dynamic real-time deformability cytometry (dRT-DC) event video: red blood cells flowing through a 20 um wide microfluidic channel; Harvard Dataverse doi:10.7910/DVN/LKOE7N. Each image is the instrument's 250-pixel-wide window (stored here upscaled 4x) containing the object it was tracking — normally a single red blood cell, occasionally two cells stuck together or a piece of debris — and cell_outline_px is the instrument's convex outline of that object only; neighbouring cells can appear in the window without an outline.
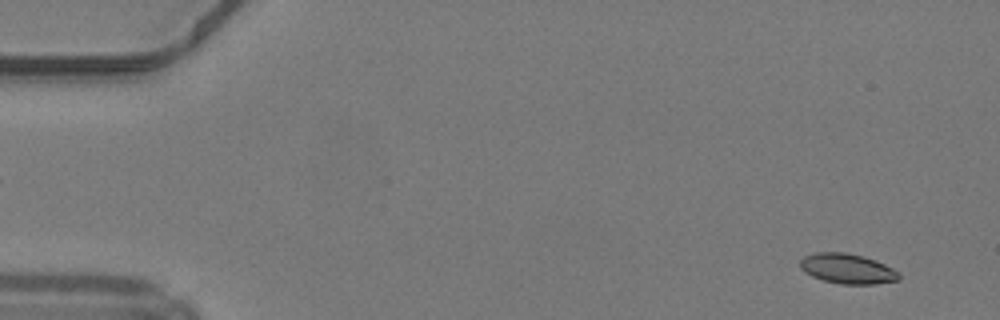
{"species": "common noctule bat (a hibernating species)", "species_latin": "Nyctalus noctula", "temperature_condition": "warm", "stored_images_in_passage": 18, "camera_frame_rate_fps": 3000, "um_per_image_px": 0.085, "animal": {"sex": "male", "body_mass_g": 19.2, "forearm_length_mm": 51.8}, "frame": {"image": 1, "passage_image": 2, "time_ms": 0.333, "image_size_px": [1000, 320], "cell_outline_px": [[900, 280], [876, 284], [840, 284], [824, 280], [812, 276], [804, 272], [800, 268], [800, 260], [804, 256], [816, 252], [848, 252], [864, 256], [884, 264], [900, 272]], "centroid_in_image_um": [72.04, 22.83], "position_along_channel_um": 13.0, "area_um2": 17.46}}
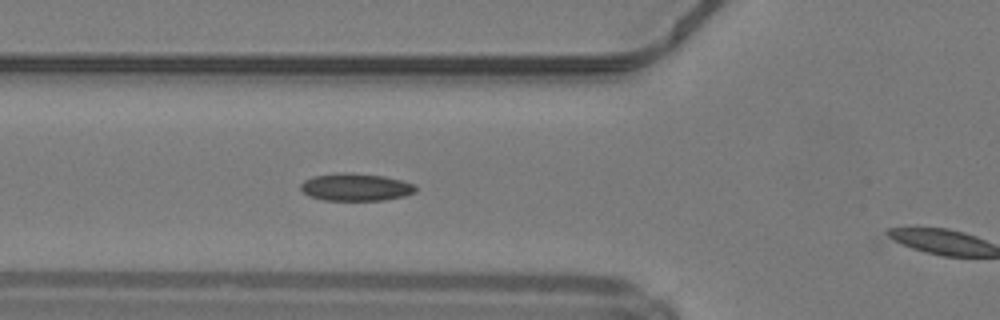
{"frame": {"image": 2, "passage_image": 17, "time_ms": 5.333, "image_size_px": [1000, 320], "cell_outline_px": [[416, 192], [404, 196], [384, 200], [324, 200], [308, 196], [300, 188], [300, 184], [304, 180], [312, 176], [336, 172], [352, 172], [384, 176], [416, 184]], "centroid_in_image_um": [30.22, 15.89], "position_along_channel_um": 95.6, "area_um2": 18.67}}